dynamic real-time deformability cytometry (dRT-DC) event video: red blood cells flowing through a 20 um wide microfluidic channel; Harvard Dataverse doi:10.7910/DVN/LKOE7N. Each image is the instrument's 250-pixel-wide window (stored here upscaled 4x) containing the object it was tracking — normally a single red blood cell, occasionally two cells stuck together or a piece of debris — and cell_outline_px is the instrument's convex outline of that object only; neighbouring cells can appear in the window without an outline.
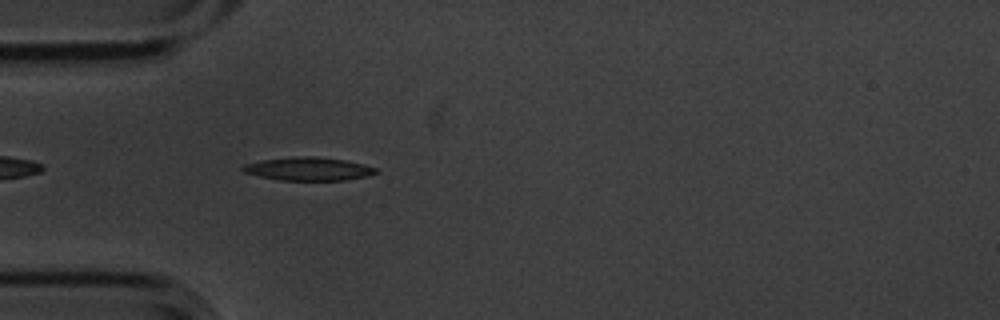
{"species": "common noctule bat (a hibernating species)", "species_latin": "Nyctalus noctula", "temperature_condition": "cold", "stored_images_in_passage": 28, "camera_frame_rate_fps": 3000, "um_per_image_px": 0.085, "animal": {"sex": "male", "body_mass_g": 20.1, "forearm_length_mm": 53.5}, "frame": {"image": 1, "passage_image": 4, "time_ms": 1.0, "image_size_px": [1000, 320], "cell_outline_px": [[380, 172], [368, 176], [348, 180], [280, 180], [260, 176], [244, 172], [240, 168], [244, 164], [260, 160], [292, 156], [312, 156], [344, 160], [364, 164], [376, 168]], "centroid_in_image_um": [26.23, 14.35], "position_along_channel_um": 58.8, "area_um2": 18.15}}
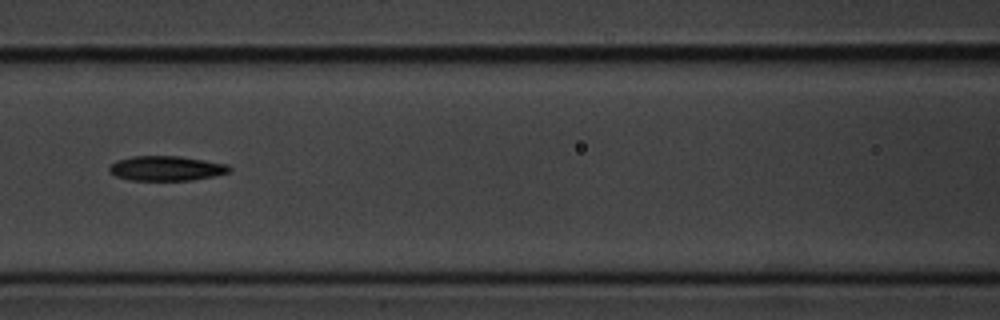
{"frame": {"image": 2, "passage_image": 12, "time_ms": 3.667, "image_size_px": [1000, 320], "cell_outline_px": [[232, 168], [228, 172], [216, 176], [192, 180], [128, 180], [116, 176], [108, 168], [116, 160], [132, 156], [180, 156], [228, 164]], "centroid_in_image_um": [14.16, 14.31], "position_along_channel_um": 152.4, "area_um2": 17.34}}
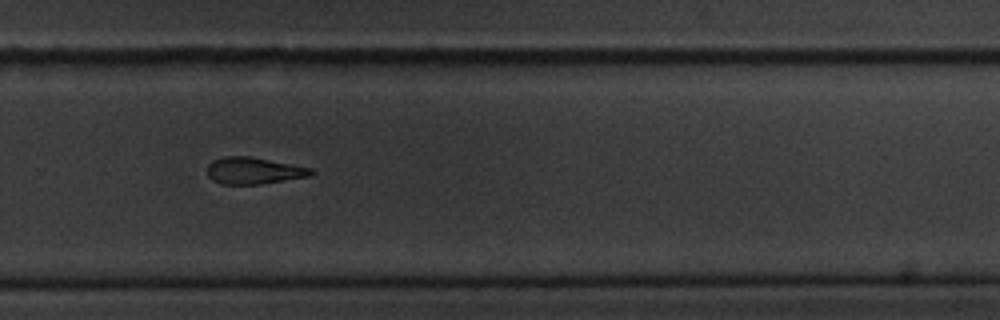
{"frame": {"image": 3, "passage_image": 25, "time_ms": 8.0, "image_size_px": [1000, 320], "cell_outline_px": [[316, 172], [312, 176], [260, 184], [220, 184], [212, 180], [208, 176], [208, 164], [212, 160], [224, 156], [248, 156], [292, 164], [312, 168]], "centroid_in_image_um": [21.58, 14.51], "position_along_channel_um": 308.2, "area_um2": 16.3}}